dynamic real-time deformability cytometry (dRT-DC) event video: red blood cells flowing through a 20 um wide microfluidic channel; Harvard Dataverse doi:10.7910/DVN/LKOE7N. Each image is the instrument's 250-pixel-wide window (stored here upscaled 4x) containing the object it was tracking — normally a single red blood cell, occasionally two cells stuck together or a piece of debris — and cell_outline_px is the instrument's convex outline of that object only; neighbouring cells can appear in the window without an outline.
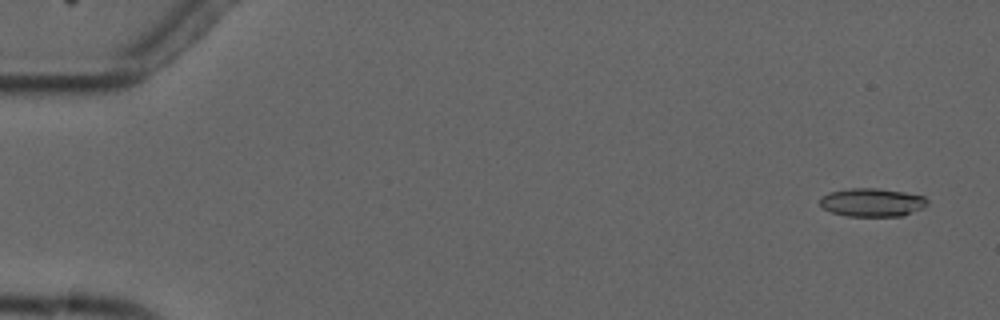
{"species": "common noctule bat (a hibernating species)", "species_latin": "Nyctalus noctula", "temperature_condition": "cold", "stored_images_in_passage": 6, "camera_frame_rate_fps": 3000, "um_per_image_px": 0.085, "animal": {"sex": "male", "forearm_length_mm": 52.5}, "frame": {"image": 1, "passage_image": 1, "time_ms": 0.0, "image_size_px": [1000, 320], "cell_outline_px": [[928, 204], [924, 208], [904, 216], [848, 216], [832, 212], [824, 208], [820, 204], [820, 196], [828, 192], [852, 188], [876, 188], [904, 192], [924, 196], [928, 200]], "centroid_in_image_um": [74.15, 17.2], "position_along_channel_um": 10.8, "area_um2": 17.86}}
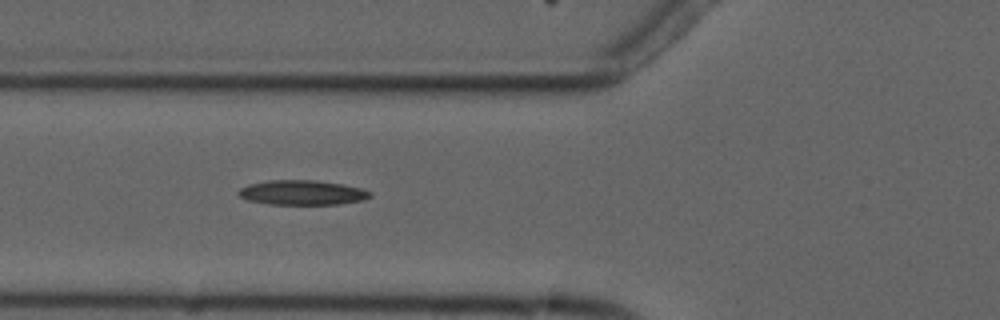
{"frame": {"image": 2, "passage_image": 6, "time_ms": 6.0, "image_size_px": [1000, 320], "cell_outline_px": [[372, 196], [364, 200], [340, 204], [268, 204], [248, 200], [240, 196], [236, 192], [240, 188], [248, 184], [268, 180], [316, 180], [344, 184], [360, 188], [372, 192]], "centroid_in_image_um": [25.7, 16.36], "position_along_channel_um": 100.1, "area_um2": 19.07}}